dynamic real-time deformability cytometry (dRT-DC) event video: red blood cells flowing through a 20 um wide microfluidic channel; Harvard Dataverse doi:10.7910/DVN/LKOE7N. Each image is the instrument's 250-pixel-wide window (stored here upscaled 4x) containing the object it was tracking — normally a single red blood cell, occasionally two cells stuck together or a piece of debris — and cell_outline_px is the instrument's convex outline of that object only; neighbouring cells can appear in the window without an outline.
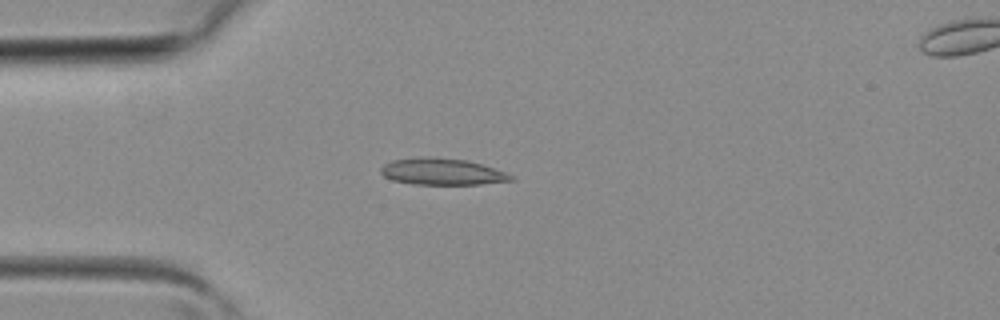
{"species": "common noctule bat (a hibernating species)", "species_latin": "Nyctalus noctula", "temperature_condition": "room temperature", "stored_images_in_passage": 38, "camera_frame_rate_fps": 3000, "um_per_image_px": 0.085, "animal": {"sex": "female", "body_mass_g": 19.3, "forearm_length_mm": 54.1}, "frame": {"image": 1, "passage_image": 9, "time_ms": 2.667, "image_size_px": [1000, 320], "cell_outline_px": [[516, 180], [480, 184], [412, 184], [392, 180], [384, 176], [380, 172], [380, 168], [384, 164], [392, 160], [424, 156], [468, 160], [504, 172], [512, 176]], "centroid_in_image_um": [37.53, 14.59], "position_along_channel_um": 47.5, "area_um2": 20.06}}
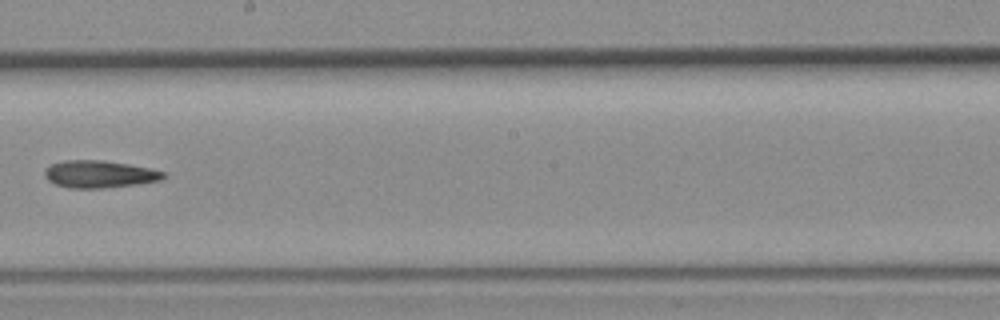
{"frame": {"image": 2, "passage_image": 21, "time_ms": 6.667, "image_size_px": [1000, 320], "cell_outline_px": [[168, 176], [160, 180], [136, 184], [104, 188], [68, 188], [56, 184], [48, 180], [44, 176], [44, 172], [52, 164], [64, 160], [100, 160], [128, 164], [148, 168], [164, 172]], "centroid_in_image_um": [8.45, 14.81], "position_along_channel_um": 239.8, "area_um2": 18.73}}
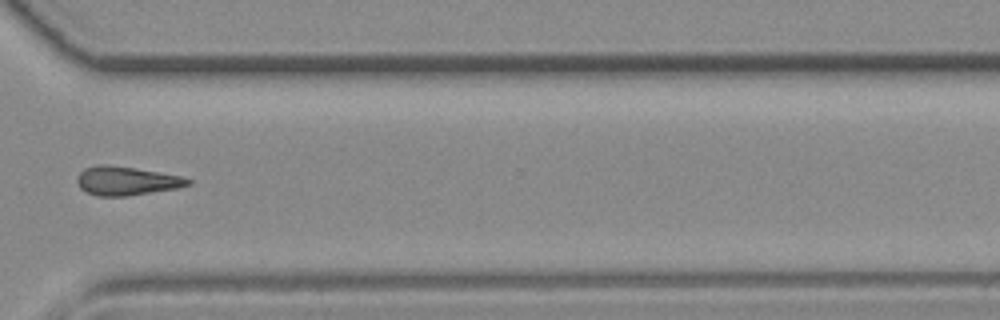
{"frame": {"image": 3, "passage_image": 28, "time_ms": 9.0, "image_size_px": [1000, 320], "cell_outline_px": [[192, 184], [180, 188], [128, 196], [96, 196], [80, 188], [76, 180], [76, 176], [84, 168], [96, 164], [108, 164], [180, 176], [192, 180]], "centroid_in_image_um": [10.73, 15.38], "position_along_channel_um": 359.9, "area_um2": 18.67}}